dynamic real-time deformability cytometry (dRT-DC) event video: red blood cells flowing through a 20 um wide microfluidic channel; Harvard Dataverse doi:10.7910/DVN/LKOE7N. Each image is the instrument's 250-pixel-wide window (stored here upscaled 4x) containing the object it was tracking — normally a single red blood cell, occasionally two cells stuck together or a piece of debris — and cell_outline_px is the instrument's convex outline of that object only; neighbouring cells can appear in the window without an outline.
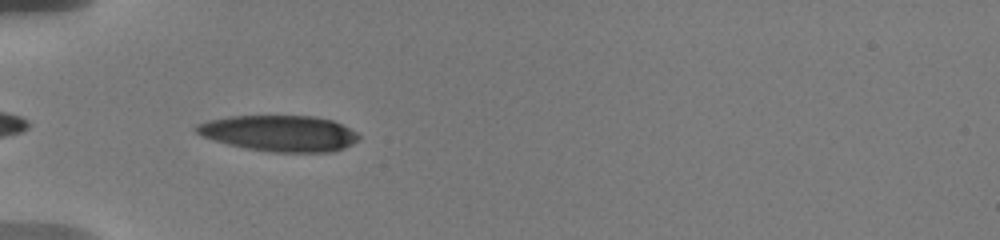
{"species": "human", "species_latin": "Homo sapiens", "temperature_condition": "warm", "stored_images_in_passage": 40, "camera_frame_rate_fps": 3000, "um_per_image_px": 0.085, "donor": {"sex": "male"}, "frame": {"image": 1, "passage_image": 1, "time_ms": 0.0, "image_size_px": [1000, 240], "cell_outline_px": [[360, 136], [352, 144], [344, 148], [332, 152], [272, 152], [244, 148], [212, 140], [196, 132], [192, 128], [196, 124], [208, 120], [228, 116], [312, 116], [332, 120], [356, 132]], "centroid_in_image_um": [23.71, 11.33], "position_along_channel_um": 61.3, "area_um2": 34.1}}
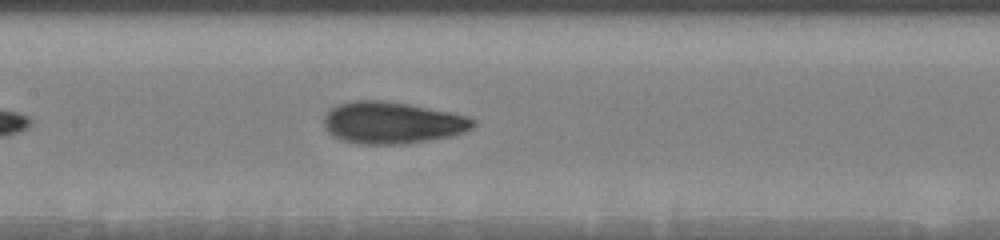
{"frame": {"image": 2, "passage_image": 14, "time_ms": 3.333, "image_size_px": [1000, 240], "cell_outline_px": [[476, 124], [472, 128], [464, 132], [448, 136], [408, 144], [356, 144], [340, 140], [332, 136], [324, 128], [324, 116], [328, 108], [336, 104], [352, 100], [380, 100], [408, 104], [468, 116], [476, 120]], "centroid_in_image_um": [33.27, 10.43], "position_along_channel_um": 174.1, "area_um2": 36.7}}
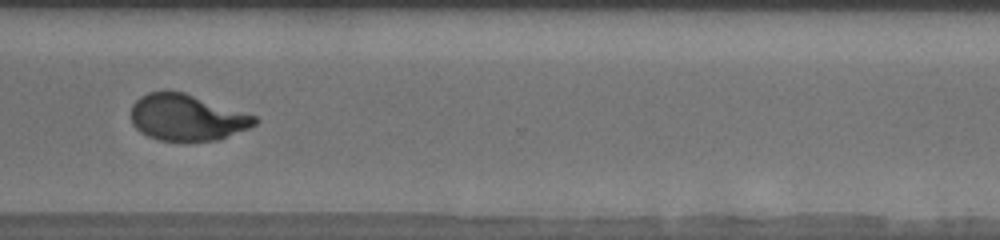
{"frame": {"image": 3, "passage_image": 29, "time_ms": 8.333, "image_size_px": [1000, 240], "cell_outline_px": [[260, 120], [256, 124], [248, 128], [216, 140], [160, 140], [148, 136], [140, 132], [132, 124], [132, 104], [140, 96], [148, 92], [184, 92], [256, 116]], "centroid_in_image_um": [15.87, 9.98], "position_along_channel_um": 354.7, "area_um2": 32.89}, "authors_computed_cell_mechanics": {"area_um2": 35.4892, "velocity_mm_per_s": 3.626, "shape_relaxation_time_tau1_ms": 4.1713, "shape_relaxation_time_tau2_ms": 1.1489, "deformation_change_tau1": 0.1965, "deformation_change_tau2": 0.0687}}